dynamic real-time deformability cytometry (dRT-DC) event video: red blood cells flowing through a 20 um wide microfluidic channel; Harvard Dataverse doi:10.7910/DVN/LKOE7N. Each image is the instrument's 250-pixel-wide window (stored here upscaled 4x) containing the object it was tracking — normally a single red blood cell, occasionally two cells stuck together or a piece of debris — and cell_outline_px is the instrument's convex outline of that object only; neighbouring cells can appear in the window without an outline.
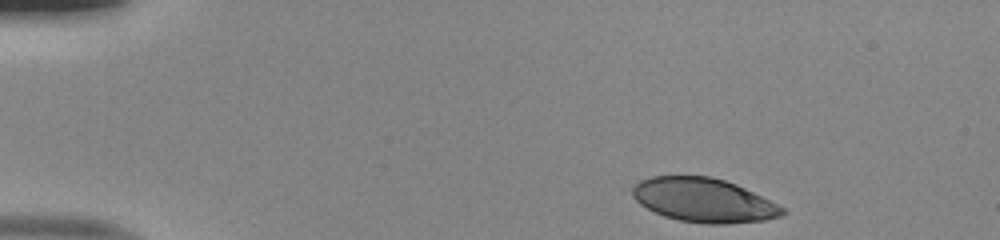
{"species": "human", "species_latin": "Homo sapiens", "temperature_condition": "room temperature", "stored_images_in_passage": 45, "camera_frame_rate_fps": 3000, "um_per_image_px": 0.085, "donor": {"sex": "male"}, "frame": {"image": 1, "passage_image": 1, "time_ms": 0.0, "image_size_px": [1000, 240], "cell_outline_px": [[788, 212], [780, 216], [764, 220], [728, 224], [708, 224], [680, 220], [664, 216], [640, 204], [632, 196], [632, 188], [640, 180], [652, 176], [708, 176], [724, 180], [736, 184], [784, 208]], "centroid_in_image_um": [59.8, 17.02], "position_along_channel_um": 25.2, "area_um2": 38.09}}
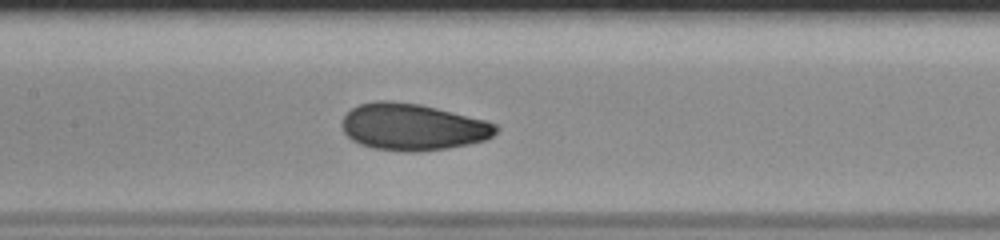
{"frame": {"image": 2, "passage_image": 19, "time_ms": 6.0, "image_size_px": [1000, 240], "cell_outline_px": [[500, 128], [492, 136], [484, 140], [468, 144], [448, 148], [416, 152], [404, 152], [376, 148], [360, 144], [352, 140], [344, 132], [340, 124], [344, 116], [352, 108], [360, 104], [376, 100], [392, 100], [420, 104], [484, 120], [496, 124]], "centroid_in_image_um": [35.06, 10.79], "position_along_channel_um": 172.3, "area_um2": 41.91}}
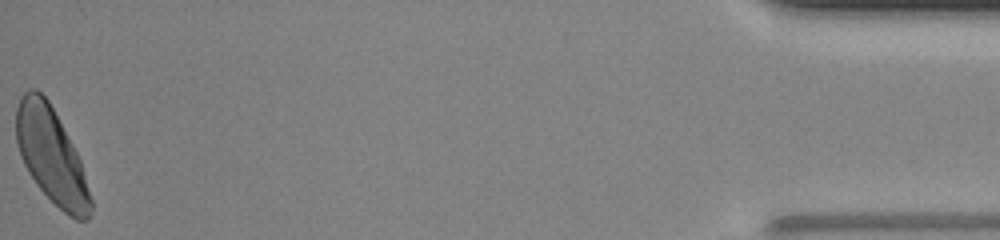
{"frame": {"image": 3, "passage_image": 45, "time_ms": 14.667, "image_size_px": [1000, 240], "cell_outline_px": [[92, 212], [88, 220], [76, 220], [68, 216], [36, 184], [28, 172], [20, 156], [16, 140], [16, 108], [20, 96], [28, 88], [36, 88], [48, 100], [72, 144], [80, 160], [92, 200]], "centroid_in_image_um": [4.35, 13.23], "position_along_channel_um": 430.8, "area_um2": 41.15}, "authors_computed_cell_mechanics": {"area_um2": 40.749, "velocity_mm_per_s": 4.0053, "shape_relaxation_time_tau1_ms": 3.5152, "shape_relaxation_time_tau2_ms": 0.9799, "deformation_change_tau1": 0.1365, "deformation_change_tau2": 0.0587}}